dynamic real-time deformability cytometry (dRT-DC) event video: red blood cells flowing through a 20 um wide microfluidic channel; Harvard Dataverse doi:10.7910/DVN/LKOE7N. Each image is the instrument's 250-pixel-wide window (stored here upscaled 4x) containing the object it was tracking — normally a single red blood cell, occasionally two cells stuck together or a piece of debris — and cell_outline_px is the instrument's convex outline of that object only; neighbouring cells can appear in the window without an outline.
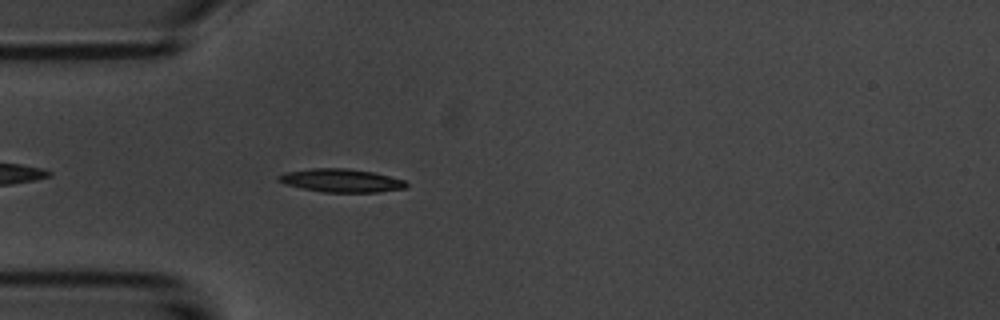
{"species": "common noctule bat (a hibernating species)", "species_latin": "Nyctalus noctula", "temperature_condition": "room temperature", "stored_images_in_passage": 44, "camera_frame_rate_fps": 3000, "um_per_image_px": 0.085, "animal": {"sex": "male", "body_mass_g": 20.1, "forearm_length_mm": 53.5}, "frame": {"image": 1, "passage_image": 5, "time_ms": 1.333, "image_size_px": [1000, 320], "cell_outline_px": [[408, 184], [404, 188], [380, 192], [324, 192], [304, 188], [288, 184], [276, 180], [276, 176], [284, 172], [312, 168], [348, 168], [372, 172], [404, 180]], "centroid_in_image_um": [28.98, 15.33], "position_along_channel_um": 56.0, "area_um2": 17.17}}
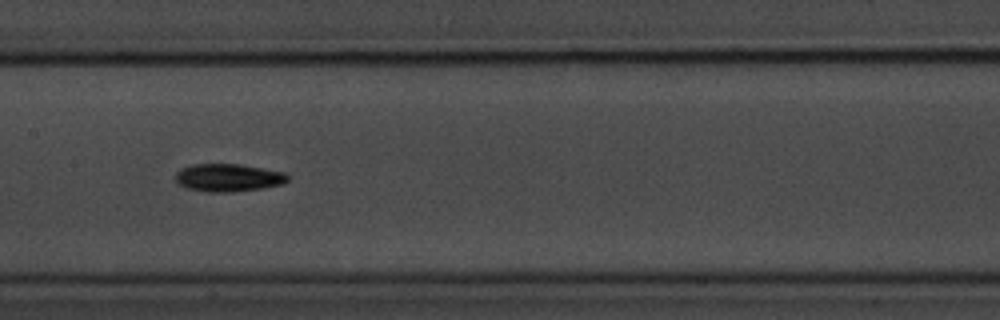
{"frame": {"image": 2, "passage_image": 16, "time_ms": 5.0, "image_size_px": [1000, 320], "cell_outline_px": [[288, 180], [284, 184], [264, 188], [232, 192], [208, 192], [184, 188], [176, 180], [176, 172], [180, 168], [192, 164], [240, 164], [264, 168], [284, 172], [288, 176]], "centroid_in_image_um": [19.4, 15.1], "position_along_channel_um": 188.0, "area_um2": 18.38}}
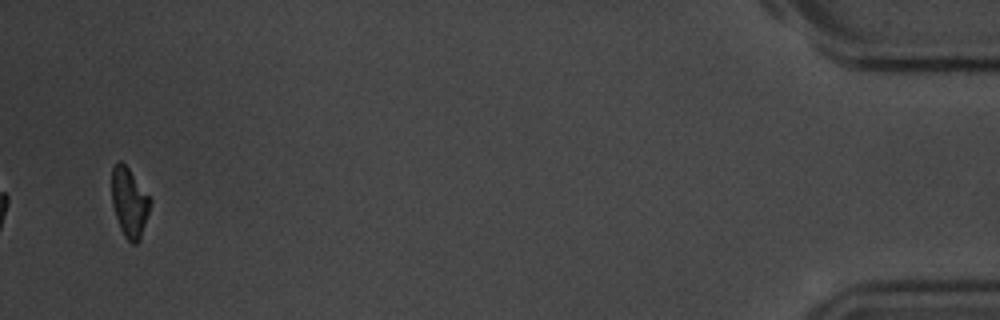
{"frame": {"image": 3, "passage_image": 42, "time_ms": 13.667, "image_size_px": [1000, 320], "cell_outline_px": [[152, 204], [140, 240], [136, 244], [132, 244], [124, 236], [120, 228], [112, 204], [112, 168], [120, 160], [128, 168], [152, 200]], "centroid_in_image_um": [11.01, 17.24], "position_along_channel_um": 424.2, "area_um2": 15.49}, "authors_computed_cell_mechanics": {"area_um2": 16.6464, "velocity_mm_per_s": 3.7107, "shape_relaxation_time_tau1_ms": 2.4509, "shape_relaxation_time_tau2_ms": null, "deformation_change_tau1": 0.1476, "deformation_change_tau2": null}}